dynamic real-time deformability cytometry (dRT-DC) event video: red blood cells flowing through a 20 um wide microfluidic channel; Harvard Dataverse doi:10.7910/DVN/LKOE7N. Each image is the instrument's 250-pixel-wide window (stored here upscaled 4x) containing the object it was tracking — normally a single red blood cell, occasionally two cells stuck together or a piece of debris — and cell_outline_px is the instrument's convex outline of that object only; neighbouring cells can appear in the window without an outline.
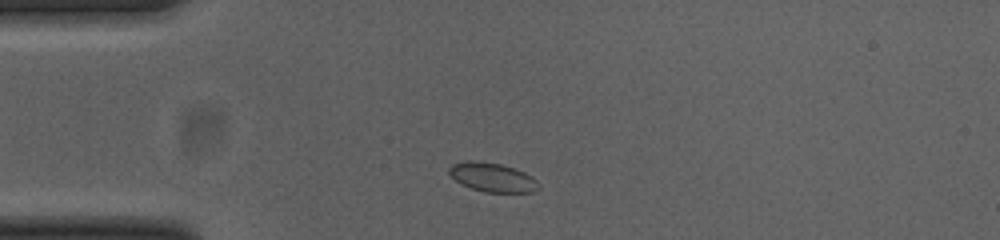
{"species": "common noctule bat (a hibernating species)", "species_latin": "Nyctalus noctula", "temperature_condition": "cold", "stored_images_in_passage": 43, "camera_frame_rate_fps": 3000, "um_per_image_px": 0.085, "animal": {"sex": "female", "body_mass_g": 23.0, "forearm_length_mm": 53.4}, "frame": {"image": 1, "passage_image": 3, "time_ms": 0.667, "image_size_px": [1000, 240], "cell_outline_px": [[540, 188], [532, 192], [484, 192], [472, 188], [456, 180], [448, 172], [448, 168], [452, 164], [468, 160], [472, 160], [500, 164], [524, 172], [532, 176], [536, 180]], "centroid_in_image_um": [41.86, 15.07], "position_along_channel_um": 43.1, "area_um2": 14.91}}
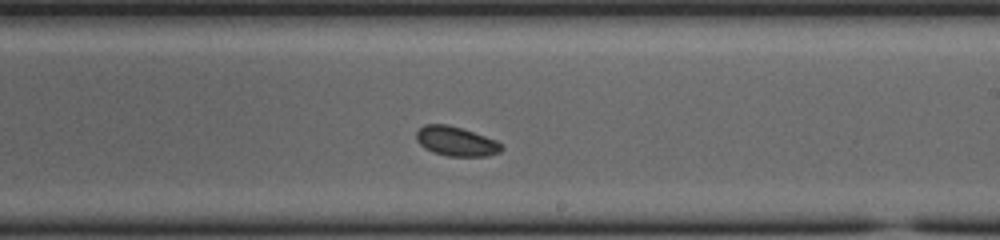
{"frame": {"image": 2, "passage_image": 21, "time_ms": 6.667, "image_size_px": [1000, 240], "cell_outline_px": [[504, 148], [500, 152], [488, 156], [448, 156], [432, 152], [424, 148], [416, 140], [416, 132], [424, 124], [448, 124], [496, 140]], "centroid_in_image_um": [38.74, 12.02], "position_along_channel_um": 250.3, "area_um2": 14.57}}
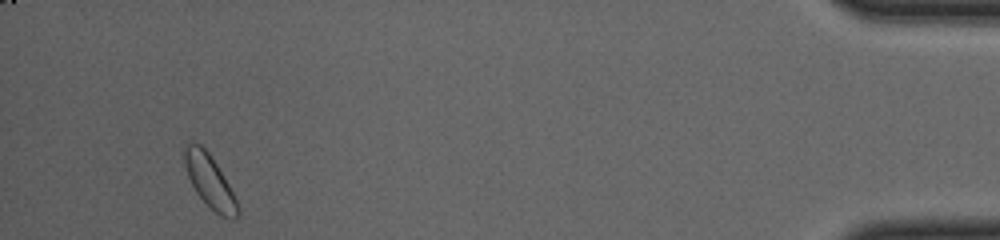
{"frame": {"image": 3, "passage_image": 40, "time_ms": 13.0, "image_size_px": [1000, 240], "cell_outline_px": [[240, 212], [236, 220], [232, 220], [220, 216], [196, 192], [188, 176], [184, 164], [184, 148], [188, 144], [200, 144], [208, 152], [216, 164], [228, 184], [236, 200]], "centroid_in_image_um": [17.84, 15.44], "position_along_channel_um": 417.4, "area_um2": 15.9}, "authors_computed_cell_mechanics": {"area_um2": 14.7968, "velocity_mm_per_s": 3.8159, "shape_relaxation_time_tau1_ms": 1.326, "shape_relaxation_time_tau2_ms": null, "deformation_change_tau1": 0.023, "deformation_change_tau2": null}}